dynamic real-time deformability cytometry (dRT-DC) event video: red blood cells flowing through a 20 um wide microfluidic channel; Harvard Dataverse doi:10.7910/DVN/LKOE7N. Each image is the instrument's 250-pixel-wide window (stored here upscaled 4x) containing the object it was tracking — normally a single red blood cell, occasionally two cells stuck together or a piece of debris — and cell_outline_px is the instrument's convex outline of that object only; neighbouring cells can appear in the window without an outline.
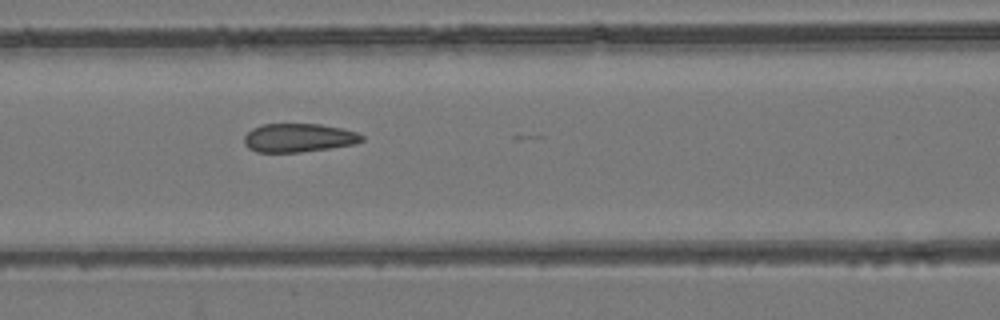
{"species": "common noctule bat (a hibernating species)", "species_latin": "Nyctalus noctula", "temperature_condition": "room temperature", "stored_images_in_passage": 26, "camera_frame_rate_fps": 3000, "um_per_image_px": 0.085, "animal": {"sex": "female", "body_mass_g": 24.6, "forearm_length_mm": 56.2}, "frame": {"image": 1, "passage_image": 22, "time_ms": 7.0, "image_size_px": [1000, 320], "cell_outline_px": [[364, 140], [356, 144], [300, 152], [256, 152], [248, 148], [244, 144], [244, 136], [252, 128], [260, 124], [320, 124], [340, 128], [356, 132], [364, 136]], "centroid_in_image_um": [25.36, 11.71], "position_along_channel_um": 141.2, "area_um2": 19.65}}